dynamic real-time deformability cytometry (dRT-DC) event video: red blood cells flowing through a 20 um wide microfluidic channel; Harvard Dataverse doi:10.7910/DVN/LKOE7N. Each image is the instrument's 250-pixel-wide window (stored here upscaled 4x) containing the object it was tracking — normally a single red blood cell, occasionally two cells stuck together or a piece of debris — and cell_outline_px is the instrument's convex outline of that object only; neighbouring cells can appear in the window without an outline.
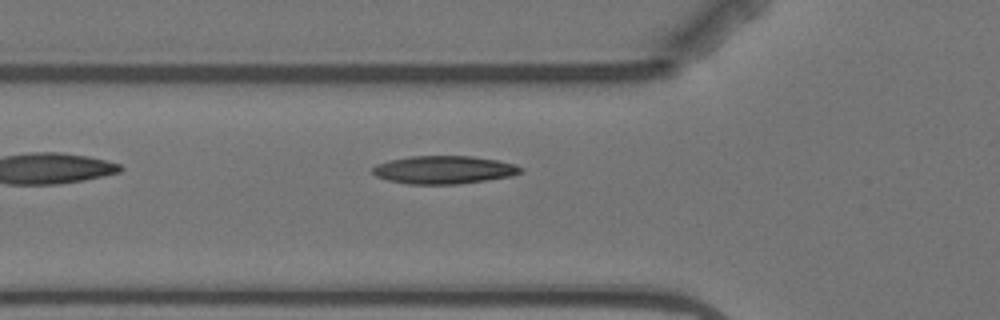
{"species": "Egyptian fruit bat (a non-hibernating species)", "species_latin": "Rousettus aegyptiacus", "temperature_condition": "warm", "stored_images_in_passage": 6, "camera_frame_rate_fps": 3000, "um_per_image_px": 0.085, "animal": {"sex": "female"}, "frame": {"image": 1, "passage_image": 6, "time_ms": 6.0, "image_size_px": [1000, 320], "cell_outline_px": [[524, 172], [512, 176], [456, 184], [408, 184], [388, 180], [376, 176], [372, 172], [372, 168], [376, 164], [388, 160], [408, 156], [472, 156], [496, 160], [516, 164], [524, 168]], "centroid_in_image_um": [37.74, 14.43], "position_along_channel_um": 88.1, "area_um2": 24.28}}